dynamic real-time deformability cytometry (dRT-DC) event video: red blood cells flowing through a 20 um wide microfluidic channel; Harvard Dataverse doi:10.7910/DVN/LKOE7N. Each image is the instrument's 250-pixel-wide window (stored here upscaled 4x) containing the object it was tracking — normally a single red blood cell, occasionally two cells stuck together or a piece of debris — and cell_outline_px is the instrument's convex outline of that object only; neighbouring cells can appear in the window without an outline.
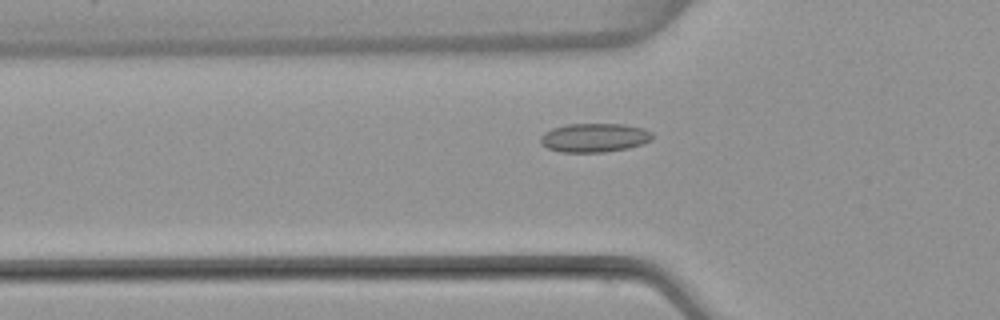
{"species": "common noctule bat (a hibernating species)", "species_latin": "Nyctalus noctula", "temperature_condition": "warm", "stored_images_in_passage": 52, "camera_frame_rate_fps": 3000, "um_per_image_px": 0.085, "animal": {"sex": "female", "body_mass_g": 22.7, "forearm_length_mm": 54.2}, "frame": {"image": 1, "passage_image": 18, "time_ms": 5.667, "image_size_px": [1000, 320], "cell_outline_px": [[652, 140], [644, 144], [628, 148], [604, 152], [560, 152], [548, 148], [540, 144], [540, 136], [544, 132], [552, 128], [568, 124], [624, 124], [644, 128], [652, 132]], "centroid_in_image_um": [50.53, 11.7], "position_along_channel_um": 75.3, "area_um2": 19.02}}
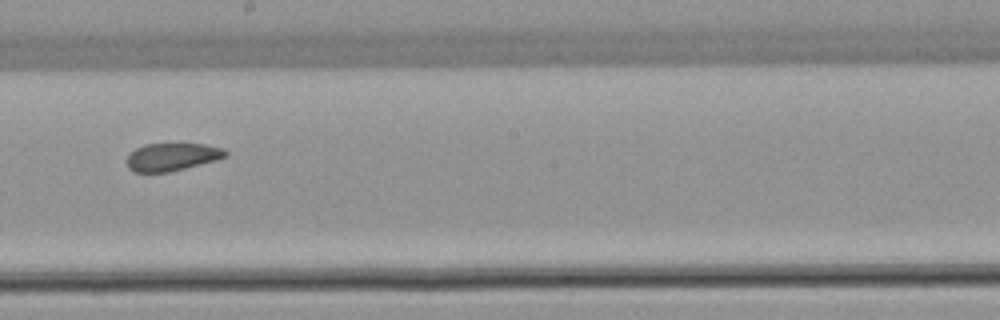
{"frame": {"image": 2, "passage_image": 30, "time_ms": 9.667, "image_size_px": [1000, 320], "cell_outline_px": [[228, 156], [216, 160], [168, 172], [132, 172], [128, 168], [124, 160], [136, 148], [144, 144], [204, 144], [224, 148], [228, 152]], "centroid_in_image_um": [14.6, 13.33], "position_along_channel_um": 233.6, "area_um2": 16.01}}
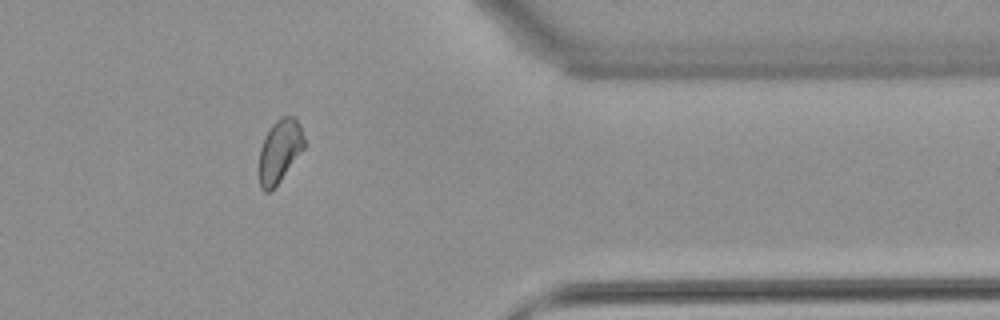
{"frame": {"image": 3, "passage_image": 43, "time_ms": 14.0, "image_size_px": [1000, 320], "cell_outline_px": [[304, 148], [280, 180], [268, 192], [264, 192], [260, 188], [260, 148], [272, 124], [280, 116], [292, 116], [296, 120], [304, 136]], "centroid_in_image_um": [23.77, 12.82], "position_along_channel_um": 387.6, "area_um2": 16.01}, "authors_computed_cell_mechanics": {"area_um2": 17.2244, "velocity_mm_per_s": 3.9507, "shape_relaxation_time_tau1_ms": null, "shape_relaxation_time_tau2_ms": 1.3953, "deformation_change_tau1": null, "deformation_change_tau2": 0.0614}}